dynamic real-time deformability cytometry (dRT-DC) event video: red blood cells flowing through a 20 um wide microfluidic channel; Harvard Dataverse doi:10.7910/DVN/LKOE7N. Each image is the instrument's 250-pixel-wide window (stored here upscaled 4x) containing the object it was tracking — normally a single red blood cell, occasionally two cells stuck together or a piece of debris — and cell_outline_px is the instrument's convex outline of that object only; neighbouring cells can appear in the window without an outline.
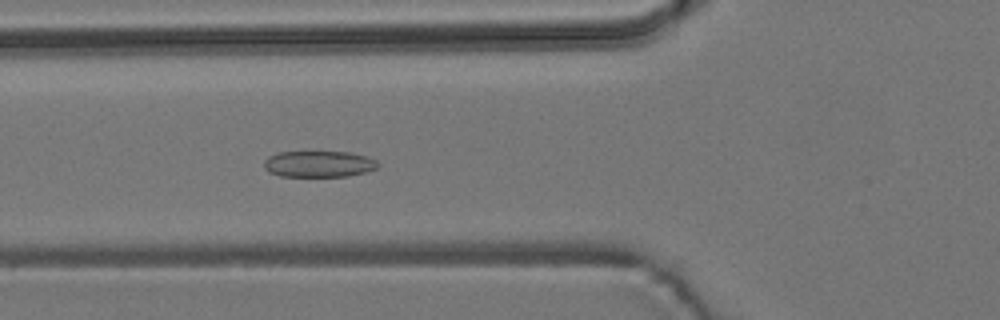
{"species": "common noctule bat (a hibernating species)", "species_latin": "Nyctalus noctula", "temperature_condition": "room temperature", "stored_images_in_passage": 40, "camera_frame_rate_fps": 3000, "um_per_image_px": 0.085, "animal": {"sex": "male", "body_mass_g": 19.2, "forearm_length_mm": 51.8}, "frame": {"image": 1, "passage_image": 13, "time_ms": 4.0, "image_size_px": [1000, 320], "cell_outline_px": [[380, 168], [348, 176], [280, 176], [268, 172], [264, 168], [264, 160], [268, 156], [276, 152], [308, 148], [348, 152], [368, 156], [376, 160], [380, 164]], "centroid_in_image_um": [27.07, 13.87], "position_along_channel_um": 98.7, "area_um2": 18.67}}
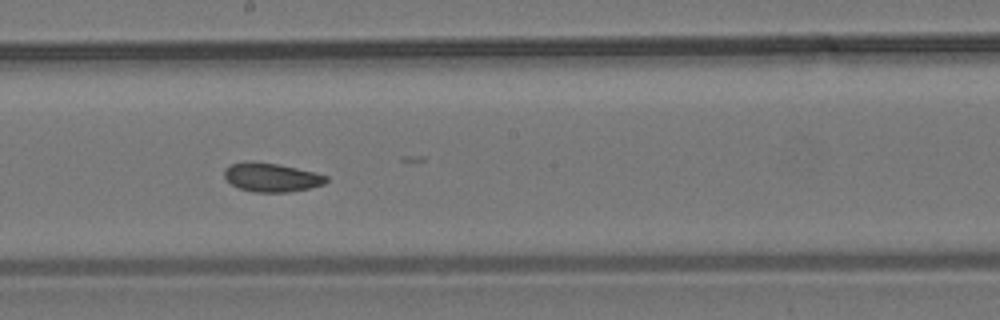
{"frame": {"image": 2, "passage_image": 23, "time_ms": 7.333, "image_size_px": [1000, 320], "cell_outline_px": [[328, 180], [324, 184], [308, 188], [288, 192], [252, 192], [240, 188], [232, 184], [224, 176], [224, 168], [232, 164], [252, 160], [276, 164], [316, 172], [328, 176]], "centroid_in_image_um": [23.08, 15.07], "position_along_channel_um": 225.1, "area_um2": 17.05}}
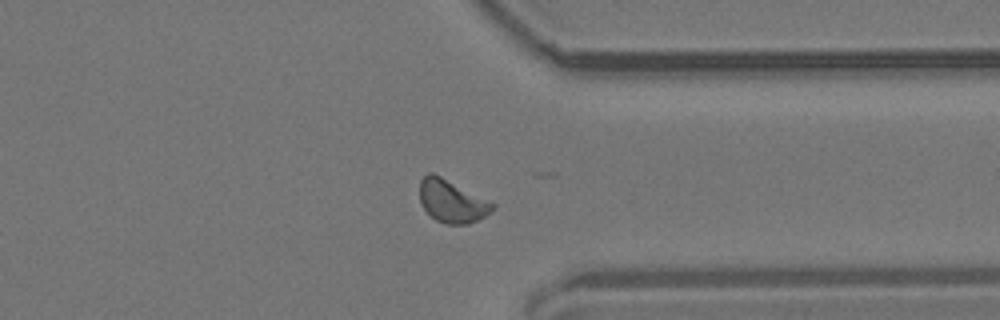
{"frame": {"image": 3, "passage_image": 35, "time_ms": 11.333, "image_size_px": [1000, 320], "cell_outline_px": [[496, 204], [484, 216], [468, 224], [444, 224], [436, 220], [420, 204], [420, 180], [428, 172], [432, 172]], "centroid_in_image_um": [38.36, 17.1], "position_along_channel_um": 373.0, "area_um2": 17.74}, "authors_computed_cell_mechanics": {"area_um2": 17.5712, "velocity_mm_per_s": 3.7806, "shape_relaxation_time_tau1_ms": 7.6939, "shape_relaxation_time_tau2_ms": 3.1507, "deformation_change_tau1": 0.1007, "deformation_change_tau2": 0.067}}